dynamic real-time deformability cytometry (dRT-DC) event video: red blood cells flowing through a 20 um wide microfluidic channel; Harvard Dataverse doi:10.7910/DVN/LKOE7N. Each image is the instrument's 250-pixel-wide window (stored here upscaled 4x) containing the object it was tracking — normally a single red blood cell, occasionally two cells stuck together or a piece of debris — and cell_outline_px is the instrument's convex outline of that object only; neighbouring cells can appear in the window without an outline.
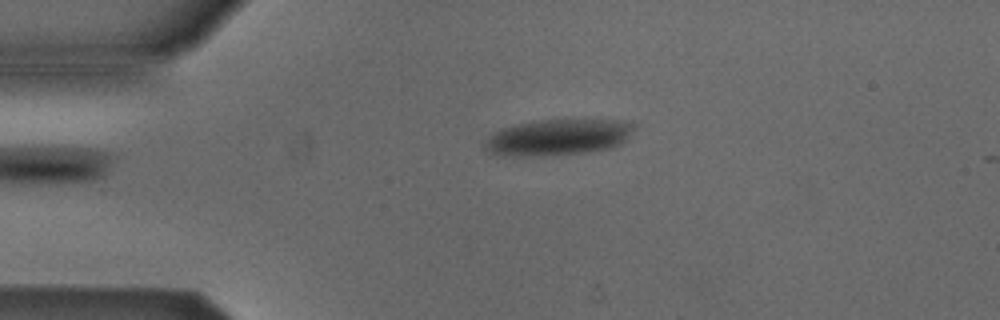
{"species": "Egyptian fruit bat (a non-hibernating species)", "species_latin": "Rousettus aegyptiacus", "temperature_condition": "cold", "stored_images_in_passage": 2, "camera_frame_rate_fps": 3000, "um_per_image_px": 0.085, "animal": {"sex": "male"}, "frame": {"image": 1, "passage_image": 1, "time_ms": 0.0, "image_size_px": [1000, 320], "cell_outline_px": [[636, 124], [628, 136], [620, 144], [612, 148], [588, 152], [544, 156], [496, 156], [484, 148], [484, 144], [492, 132], [516, 124], [540, 120], [620, 120]], "centroid_in_image_um": [47.4, 11.68], "position_along_channel_um": 37.6, "area_um2": 31.5}}